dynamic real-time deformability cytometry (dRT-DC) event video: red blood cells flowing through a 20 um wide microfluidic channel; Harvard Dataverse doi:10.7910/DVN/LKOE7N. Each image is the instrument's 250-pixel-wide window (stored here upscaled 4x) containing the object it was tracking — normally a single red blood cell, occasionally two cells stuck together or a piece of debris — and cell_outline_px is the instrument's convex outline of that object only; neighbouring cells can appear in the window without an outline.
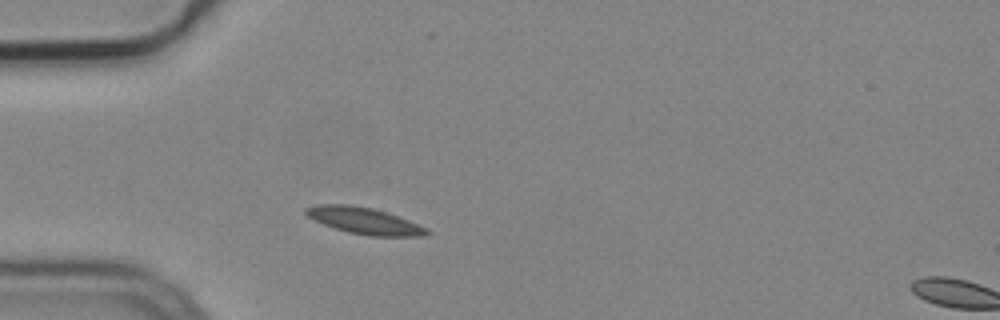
{"species": "common noctule bat (a hibernating species)", "species_latin": "Nyctalus noctula", "temperature_condition": "cold", "stored_images_in_passage": 2, "segment_of_instrument_passage": [1, 2], "camera_frame_rate_fps": 3000, "um_per_image_px": 0.085, "animal": {"sex": "male", "body_mass_g": 19.2, "forearm_length_mm": 51.8}, "frame": {"image": 1, "passage_image": 1, "time_ms": 0.0, "image_size_px": [1000, 320], "cell_outline_px": [[432, 232], [428, 236], [368, 236], [348, 232], [324, 224], [308, 216], [304, 212], [304, 208], [316, 204], [348, 204], [372, 208], [388, 212], [428, 228]], "centroid_in_image_um": [31.01, 18.76], "position_along_channel_um": 54.0, "area_um2": 18.79}}